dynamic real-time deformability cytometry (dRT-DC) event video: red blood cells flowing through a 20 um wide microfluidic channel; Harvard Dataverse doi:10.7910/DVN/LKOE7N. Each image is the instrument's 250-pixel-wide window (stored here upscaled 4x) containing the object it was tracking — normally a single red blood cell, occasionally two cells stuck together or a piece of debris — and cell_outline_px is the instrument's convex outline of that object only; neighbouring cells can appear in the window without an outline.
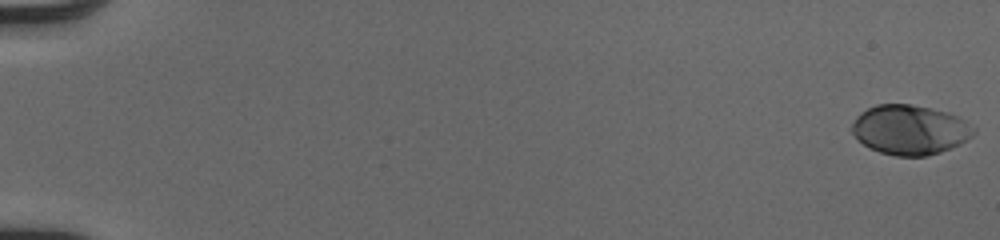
{"species": "human", "species_latin": "Homo sapiens", "temperature_condition": "cold", "stored_images_in_passage": 52, "camera_frame_rate_fps": 3000, "um_per_image_px": 0.085, "donor": {"sex": "male"}, "frame": {"image": 1, "passage_image": 1, "time_ms": 0.0, "image_size_px": [1000, 240], "cell_outline_px": [[976, 132], [972, 136], [960, 144], [940, 152], [924, 156], [896, 156], [880, 152], [868, 148], [852, 132], [852, 124], [856, 116], [860, 112], [876, 104], [912, 104], [948, 112], [960, 116], [976, 128]], "centroid_in_image_um": [77.37, 11.02], "position_along_channel_um": 7.6, "area_um2": 35.37}}
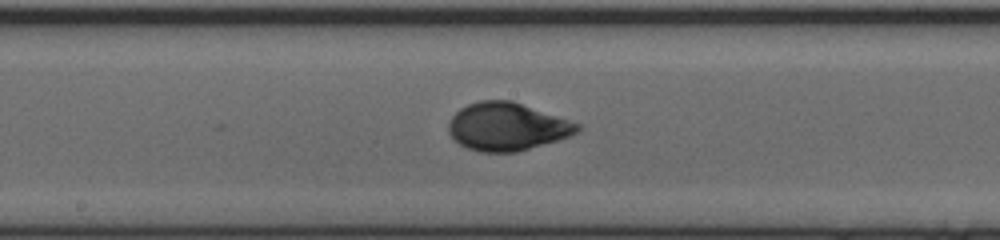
{"frame": {"image": 2, "passage_image": 30, "time_ms": 9.667, "image_size_px": [1000, 240], "cell_outline_px": [[580, 128], [576, 132], [568, 136], [556, 140], [516, 152], [480, 152], [468, 148], [460, 144], [448, 132], [448, 124], [452, 116], [460, 108], [468, 104], [480, 100], [512, 100], [580, 124]], "centroid_in_image_um": [43.06, 10.75], "position_along_channel_um": 205.1, "area_um2": 35.55}}
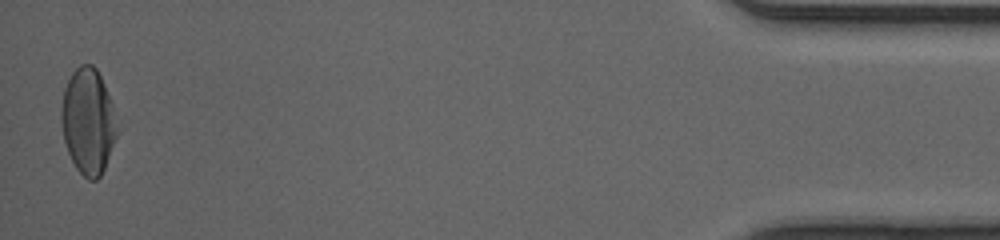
{"frame": {"image": 3, "passage_image": 52, "time_ms": 17.0, "image_size_px": [1000, 240], "cell_outline_px": [[116, 136], [104, 168], [100, 176], [96, 180], [88, 180], [76, 168], [68, 152], [64, 140], [60, 120], [60, 112], [64, 88], [72, 72], [80, 64], [92, 64], [96, 68], [104, 84], [112, 104], [116, 128]], "centroid_in_image_um": [7.45, 10.29], "position_along_channel_um": 427.7, "area_um2": 33.93}, "authors_computed_cell_mechanics": {"area_um2": 34.8534, "velocity_mm_per_s": 4.1085, "shape_relaxation_time_tau1_ms": 3.3216, "shape_relaxation_time_tau2_ms": null, "deformation_change_tau1": 0.1602, "deformation_change_tau2": null}}